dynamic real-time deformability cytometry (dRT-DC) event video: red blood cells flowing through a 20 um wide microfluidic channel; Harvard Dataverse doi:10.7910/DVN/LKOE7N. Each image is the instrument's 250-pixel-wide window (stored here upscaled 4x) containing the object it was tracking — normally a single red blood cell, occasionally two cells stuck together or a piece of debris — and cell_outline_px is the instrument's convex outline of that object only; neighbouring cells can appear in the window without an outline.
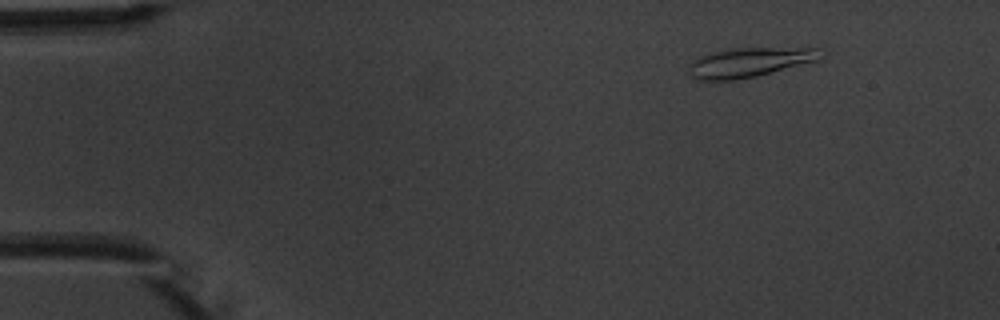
{"species": "common noctule bat (a hibernating species)", "species_latin": "Nyctalus noctula", "temperature_condition": "warm", "stored_images_in_passage": 4, "camera_frame_rate_fps": 3000, "um_per_image_px": 0.085, "animal": {"sex": "male", "body_mass_g": 20.1, "forearm_length_mm": 53.5}, "frame": {"image": 1, "passage_image": 1, "time_ms": 0.0, "image_size_px": [1000, 320], "cell_outline_px": [[828, 52], [820, 60], [756, 76], [736, 80], [696, 80], [688, 72], [688, 68], [700, 56], [716, 52], [736, 48], [816, 48]], "centroid_in_image_um": [63.8, 5.3], "position_along_channel_um": 21.2, "area_um2": 22.54}}